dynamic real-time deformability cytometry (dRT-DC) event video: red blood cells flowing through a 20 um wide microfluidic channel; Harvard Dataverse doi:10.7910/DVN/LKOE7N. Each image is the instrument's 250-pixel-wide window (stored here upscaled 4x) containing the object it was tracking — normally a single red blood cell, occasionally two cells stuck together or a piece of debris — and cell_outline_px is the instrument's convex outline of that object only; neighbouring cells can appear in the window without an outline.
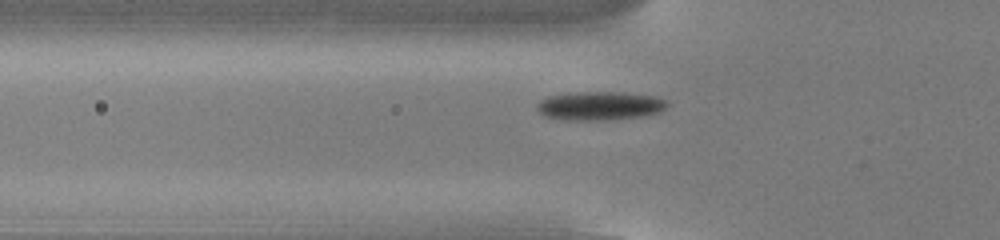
{"species": "common noctule bat (a hibernating species)", "species_latin": "Nyctalus noctula", "temperature_condition": "cold", "stored_images_in_passage": 43, "camera_frame_rate_fps": 3000, "um_per_image_px": 0.085, "animal": {"sex": "male", "body_mass_g": 13.0, "forearm_length_mm": 53.1}, "frame": {"image": 1, "passage_image": 7, "time_ms": 2.0, "image_size_px": [1000, 240], "cell_outline_px": [[668, 104], [660, 112], [640, 116], [604, 120], [568, 120], [544, 116], [536, 108], [536, 104], [540, 100], [548, 96], [576, 92], [624, 92], [656, 96], [664, 100]], "centroid_in_image_um": [50.95, 8.98], "position_along_channel_um": 74.8, "area_um2": 21.68}}
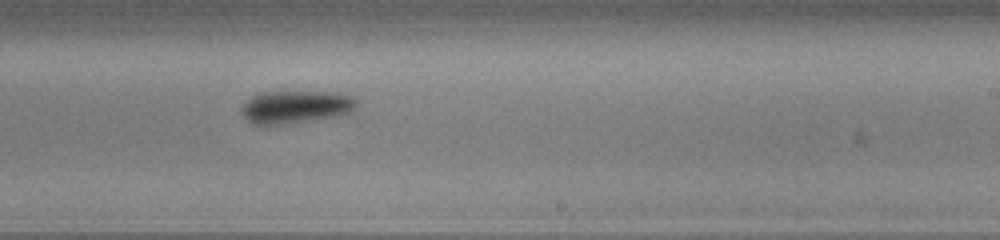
{"frame": {"image": 2, "passage_image": 22, "time_ms": 7.0, "image_size_px": [1000, 240], "cell_outline_px": [[356, 104], [352, 112], [332, 116], [264, 128], [252, 124], [240, 112], [244, 104], [252, 96], [260, 92], [336, 92], [352, 96], [356, 100]], "centroid_in_image_um": [25.07, 9.11], "position_along_channel_um": 263.9, "area_um2": 22.14}}
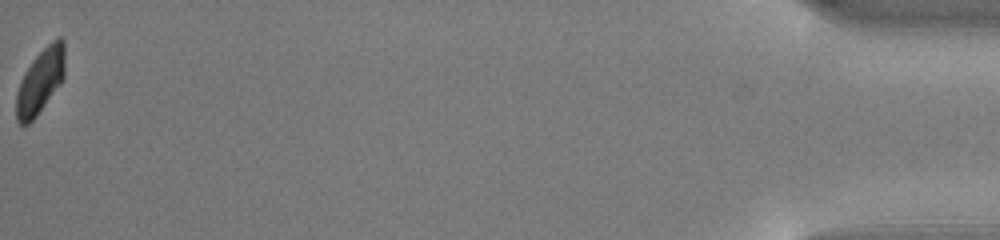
{"frame": {"image": 3, "passage_image": 43, "time_ms": 14.0, "image_size_px": [1000, 240], "cell_outline_px": [[64, 76], [36, 116], [24, 128], [16, 120], [16, 92], [20, 80], [32, 60], [52, 40], [60, 36], [64, 40]], "centroid_in_image_um": [3.39, 6.9], "position_along_channel_um": 431.8, "area_um2": 18.09}, "authors_computed_cell_mechanics": {"area_um2": 21.4438, "velocity_mm_per_s": 3.7837, "shape_relaxation_time_tau1_ms": 2.4367, "shape_relaxation_time_tau2_ms": 9.4435, "deformation_change_tau1": 0.0838, "deformation_change_tau2": 0.1464}}